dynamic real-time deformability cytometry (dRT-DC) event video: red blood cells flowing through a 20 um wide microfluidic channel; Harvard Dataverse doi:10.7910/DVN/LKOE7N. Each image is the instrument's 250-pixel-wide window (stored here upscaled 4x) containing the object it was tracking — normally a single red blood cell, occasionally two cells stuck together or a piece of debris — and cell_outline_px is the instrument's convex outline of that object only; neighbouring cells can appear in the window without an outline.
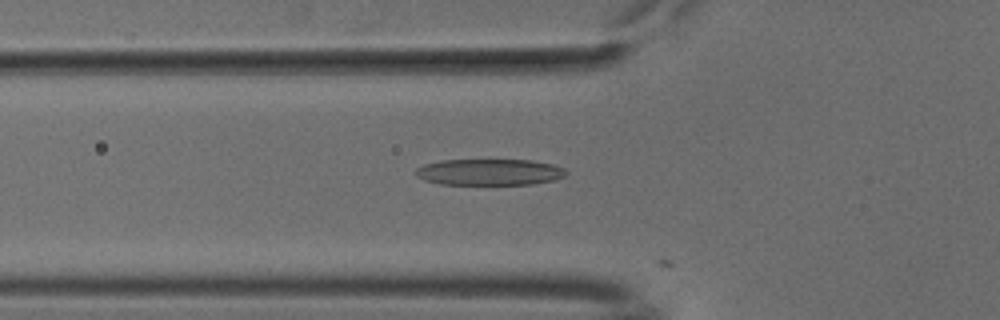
{"species": "common noctule bat (a hibernating species)", "species_latin": "Nyctalus noctula", "temperature_condition": "cold", "stored_images_in_passage": 8, "camera_frame_rate_fps": 3000, "um_per_image_px": 0.085, "animal": {"sex": "male", "body_mass_g": 18.8}, "frame": {"image": 1, "passage_image": 7, "time_ms": 2.0, "image_size_px": [1000, 320], "cell_outline_px": [[568, 172], [564, 176], [552, 180], [532, 184], [440, 184], [424, 180], [416, 176], [416, 168], [424, 164], [444, 160], [532, 160], [552, 164], [564, 168]], "centroid_in_image_um": [41.6, 14.62], "position_along_channel_um": 84.2, "area_um2": 22.95}}